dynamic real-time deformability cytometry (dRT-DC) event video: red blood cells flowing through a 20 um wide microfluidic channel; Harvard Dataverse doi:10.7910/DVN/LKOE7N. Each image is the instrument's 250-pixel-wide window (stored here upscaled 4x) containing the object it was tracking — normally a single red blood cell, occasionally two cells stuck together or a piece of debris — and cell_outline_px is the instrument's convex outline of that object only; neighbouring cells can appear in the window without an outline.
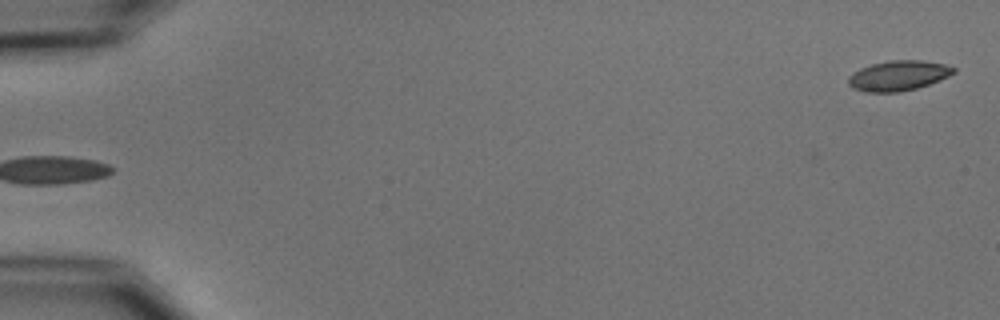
{"species": "common noctule bat (a hibernating species)", "species_latin": "Nyctalus noctula", "temperature_condition": "cold", "stored_images_in_passage": 5, "segment_of_instrument_passage": [2, 2], "camera_frame_rate_fps": 3000, "um_per_image_px": 0.085, "animal": {"sex": "male", "body_mass_g": 15.6}, "frame": {"image": 1, "passage_image": 5, "time_ms": 5.667, "image_size_px": [1000, 320], "cell_outline_px": [[956, 72], [940, 80], [916, 88], [900, 92], [864, 92], [852, 88], [848, 84], [848, 76], [852, 72], [860, 68], [872, 64], [888, 60], [920, 60], [944, 64], [956, 68]], "centroid_in_image_um": [76.33, 6.43], "position_along_channel_um": 8.7, "area_um2": 18.55}}